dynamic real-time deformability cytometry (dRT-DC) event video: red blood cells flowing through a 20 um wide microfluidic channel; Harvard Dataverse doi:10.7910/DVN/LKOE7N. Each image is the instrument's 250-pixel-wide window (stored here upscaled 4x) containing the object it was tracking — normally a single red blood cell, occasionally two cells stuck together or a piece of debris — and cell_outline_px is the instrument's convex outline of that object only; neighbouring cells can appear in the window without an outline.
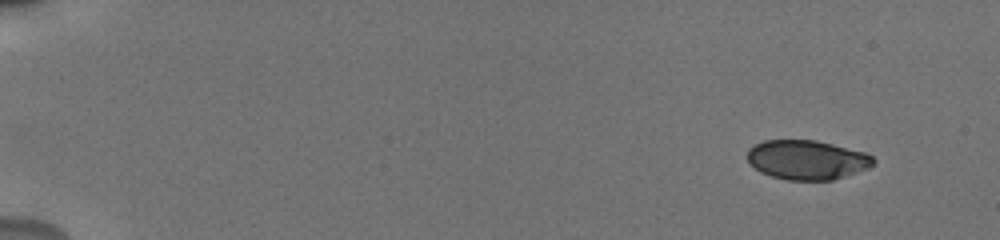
{"species": "human", "species_latin": "Homo sapiens", "temperature_condition": "cold", "stored_images_in_passage": 40, "camera_frame_rate_fps": 3000, "um_per_image_px": 0.085, "donor": {"sex": "male"}, "frame": {"image": 1, "passage_image": 4, "time_ms": 1.0, "image_size_px": [1000, 240], "cell_outline_px": [[876, 164], [868, 168], [832, 180], [788, 180], [772, 176], [760, 172], [748, 160], [748, 148], [764, 140], [816, 140], [864, 152], [872, 156], [876, 160]], "centroid_in_image_um": [68.61, 13.58], "position_along_channel_um": 16.4, "area_um2": 28.78}}
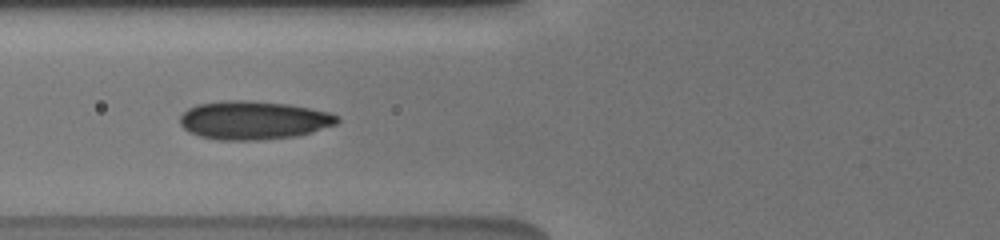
{"frame": {"image": 2, "passage_image": 19, "time_ms": 6.0, "image_size_px": [1000, 240], "cell_outline_px": [[340, 120], [336, 124], [312, 132], [296, 136], [260, 140], [216, 140], [200, 136], [188, 132], [180, 124], [180, 116], [188, 108], [196, 104], [228, 100], [248, 100], [288, 104], [332, 112], [340, 116]], "centroid_in_image_um": [21.56, 10.22], "position_along_channel_um": 104.2, "area_um2": 35.55}}
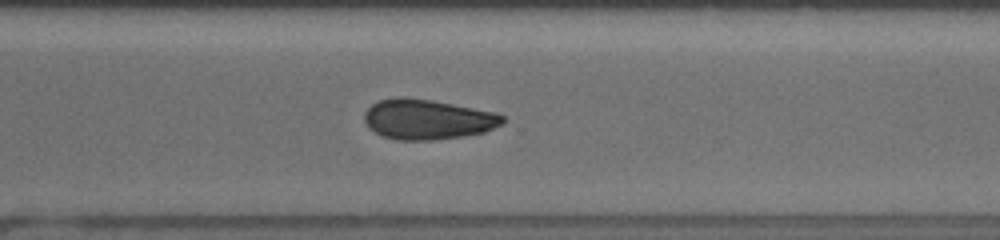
{"frame": {"image": 3, "passage_image": 31, "time_ms": 10.0, "image_size_px": [1000, 240], "cell_outline_px": [[504, 124], [484, 132], [464, 136], [428, 140], [396, 140], [384, 136], [368, 128], [364, 120], [364, 112], [372, 104], [380, 100], [400, 96], [404, 96], [432, 100], [496, 112], [504, 116]], "centroid_in_image_um": [36.34, 10.14], "position_along_channel_um": 334.3, "area_um2": 32.43}}